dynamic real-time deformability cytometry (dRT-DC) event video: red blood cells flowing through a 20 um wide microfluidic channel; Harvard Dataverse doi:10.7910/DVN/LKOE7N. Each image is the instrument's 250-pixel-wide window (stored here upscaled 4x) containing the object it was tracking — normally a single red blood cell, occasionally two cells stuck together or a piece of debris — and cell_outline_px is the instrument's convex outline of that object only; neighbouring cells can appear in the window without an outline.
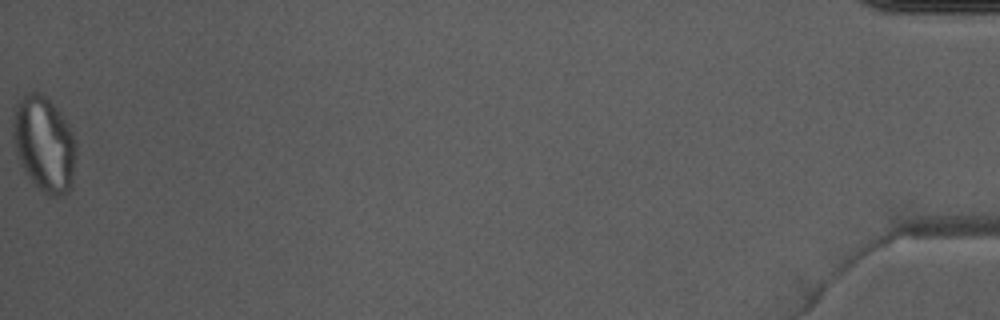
{"species": "Egyptian fruit bat (a non-hibernating species)", "species_latin": "Rousettus aegyptiacus", "temperature_condition": "warm", "stored_images_in_passage": 36, "camera_frame_rate_fps": 3000, "um_per_image_px": 0.085, "animal": {"sex": "male"}, "frame": {"image": 1, "passage_image": 36, "time_ms": 11.667, "image_size_px": [1000, 320], "cell_outline_px": [[76, 156], [72, 188], [68, 192], [60, 196], [48, 196], [32, 180], [20, 164], [12, 140], [12, 120], [16, 108], [20, 100], [28, 92], [40, 92], [48, 96], [60, 112], [72, 132], [76, 140]], "centroid_in_image_um": [3.77, 12.23], "position_along_channel_um": 431.4, "area_um2": 35.32}, "authors_computed_cell_mechanics": {"area_um2": 29.9404, "velocity_mm_per_s": 4.0513, "shape_relaxation_time_tau1_ms": null, "shape_relaxation_time_tau2_ms": 0.9561, "deformation_change_tau1": null, "deformation_change_tau2": 0.0654}}